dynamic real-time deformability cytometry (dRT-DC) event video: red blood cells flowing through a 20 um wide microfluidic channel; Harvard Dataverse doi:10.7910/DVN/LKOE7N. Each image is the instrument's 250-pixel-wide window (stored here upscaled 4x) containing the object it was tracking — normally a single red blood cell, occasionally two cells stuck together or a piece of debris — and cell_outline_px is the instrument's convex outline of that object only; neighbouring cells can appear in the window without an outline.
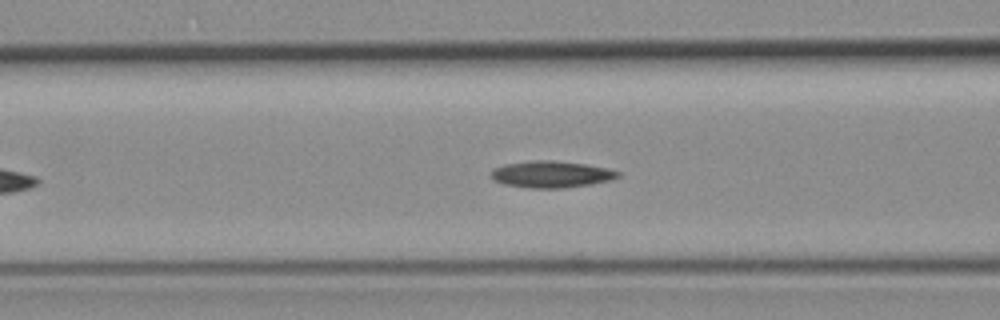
{"species": "common noctule bat (a hibernating species)", "species_latin": "Nyctalus noctula", "temperature_condition": "room temperature", "stored_images_in_passage": 5, "camera_frame_rate_fps": 3000, "um_per_image_px": 0.085, "animal": {"sex": "female", "body_mass_g": 19.3, "forearm_length_mm": 54.1}, "frame": {"image": 1, "passage_image": 5, "time_ms": 4.667, "image_size_px": [1000, 320], "cell_outline_px": [[620, 176], [612, 180], [592, 184], [560, 188], [532, 188], [504, 184], [492, 180], [492, 168], [504, 164], [532, 160], [552, 160], [584, 164], [608, 168], [620, 172]], "centroid_in_image_um": [46.86, 14.81], "position_along_channel_um": 119.7, "area_um2": 19.77}}